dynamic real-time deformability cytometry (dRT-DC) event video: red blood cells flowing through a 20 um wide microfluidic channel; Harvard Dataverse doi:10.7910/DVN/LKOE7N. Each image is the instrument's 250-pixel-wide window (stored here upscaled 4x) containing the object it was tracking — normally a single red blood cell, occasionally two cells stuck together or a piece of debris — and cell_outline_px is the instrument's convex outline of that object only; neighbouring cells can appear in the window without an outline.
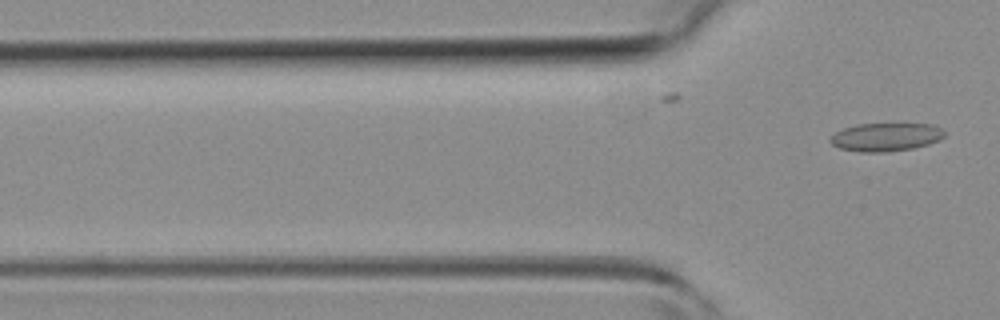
{"species": "common noctule bat (a hibernating species)", "species_latin": "Nyctalus noctula", "temperature_condition": "room temperature", "stored_images_in_passage": 4, "camera_frame_rate_fps": 3000, "um_per_image_px": 0.085, "animal": {"sex": "female", "body_mass_g": 19.3, "forearm_length_mm": 54.1}, "frame": {"image": 1, "passage_image": 4, "time_ms": 4.333, "image_size_px": [1000, 320], "cell_outline_px": [[944, 136], [940, 140], [928, 144], [912, 148], [888, 152], [860, 152], [840, 148], [832, 144], [828, 140], [836, 132], [844, 128], [856, 124], [932, 124], [940, 128], [944, 132]], "centroid_in_image_um": [75.29, 11.65], "position_along_channel_um": 50.5, "area_um2": 18.73}}